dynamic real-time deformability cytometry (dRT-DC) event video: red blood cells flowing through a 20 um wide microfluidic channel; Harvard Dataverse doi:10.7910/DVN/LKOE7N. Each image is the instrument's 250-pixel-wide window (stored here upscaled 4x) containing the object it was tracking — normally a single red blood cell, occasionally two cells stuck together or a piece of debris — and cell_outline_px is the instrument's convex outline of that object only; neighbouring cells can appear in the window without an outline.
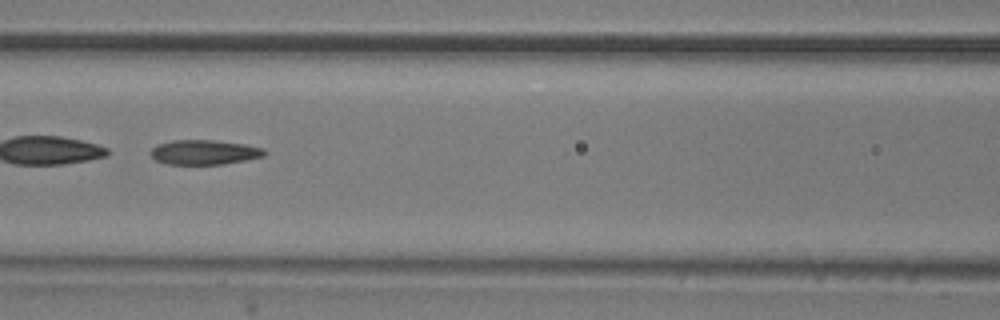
{"species": "common noctule bat (a hibernating species)", "species_latin": "Nyctalus noctula", "temperature_condition": "room temperature", "stored_images_in_passage": 52, "segment_of_instrument_passage": [2, 2], "camera_frame_rate_fps": 3000, "um_per_image_px": 0.085, "animal": {"sex": "male", "body_mass_g": 20.5, "forearm_length_mm": 52.5}, "frame": {"image": 1, "passage_image": 23, "time_ms": 7.333, "image_size_px": [1000, 320], "cell_outline_px": [[264, 156], [224, 164], [168, 164], [156, 160], [148, 152], [156, 144], [172, 140], [212, 140], [244, 144], [264, 148]], "centroid_in_image_um": [17.31, 12.93], "position_along_channel_um": 149.3, "area_um2": 16.3}}
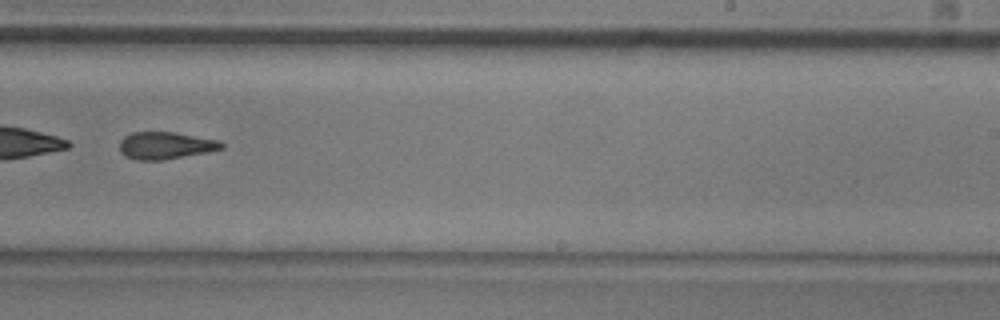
{"frame": {"image": 2, "passage_image": 33, "time_ms": 10.667, "image_size_px": [1000, 320], "cell_outline_px": [[224, 148], [208, 152], [160, 160], [136, 160], [124, 156], [120, 152], [120, 140], [124, 136], [132, 132], [176, 132], [220, 140], [224, 144]], "centroid_in_image_um": [14.07, 12.36], "position_along_channel_um": 274.9, "area_um2": 16.3}}